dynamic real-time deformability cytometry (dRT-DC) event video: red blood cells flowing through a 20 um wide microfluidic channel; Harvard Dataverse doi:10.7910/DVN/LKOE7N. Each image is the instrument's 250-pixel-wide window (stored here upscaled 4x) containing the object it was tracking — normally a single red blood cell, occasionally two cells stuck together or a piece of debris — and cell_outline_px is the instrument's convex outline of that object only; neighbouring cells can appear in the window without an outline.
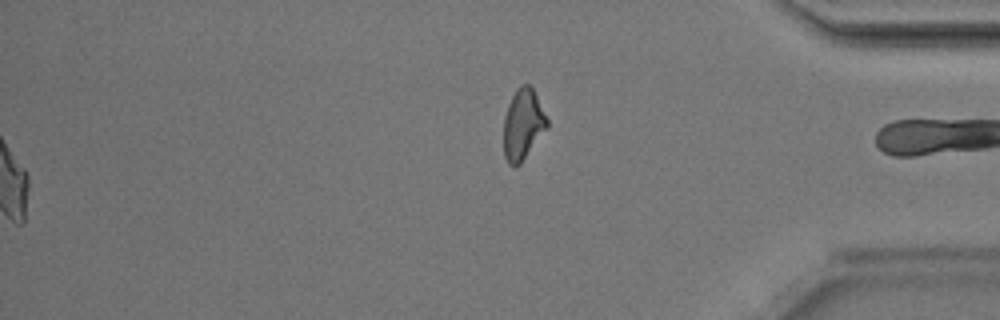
{"species": "Egyptian fruit bat (a non-hibernating species)", "species_latin": "Rousettus aegyptiacus", "temperature_condition": "room temperature", "stored_images_in_passage": 48, "segment_of_instrument_passage": [2, 2], "camera_frame_rate_fps": 3000, "um_per_image_px": 0.085, "animal": {"sex": "male"}, "frame": {"image": 1, "passage_image": 48, "time_ms": 15.667, "image_size_px": [1000, 320], "cell_outline_px": [[548, 128], [520, 164], [516, 168], [512, 168], [508, 164], [504, 156], [504, 116], [508, 104], [516, 88], [520, 84], [528, 84], [532, 88], [548, 120]], "centroid_in_image_um": [44.44, 10.61], "position_along_channel_um": 390.8, "area_um2": 18.03}}